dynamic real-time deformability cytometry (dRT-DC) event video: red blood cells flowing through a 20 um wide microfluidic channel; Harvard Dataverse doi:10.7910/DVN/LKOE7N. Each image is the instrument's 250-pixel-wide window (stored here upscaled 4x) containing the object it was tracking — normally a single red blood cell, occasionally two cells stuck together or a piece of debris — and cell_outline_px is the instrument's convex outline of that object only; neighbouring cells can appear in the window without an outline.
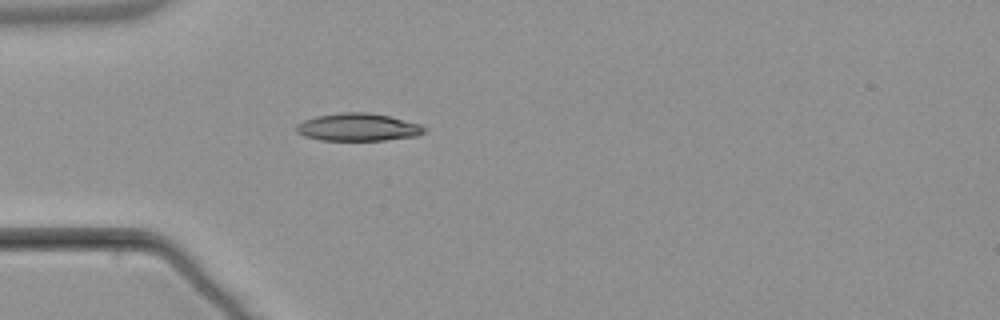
{"species": "common noctule bat (a hibernating species)", "species_latin": "Nyctalus noctula", "temperature_condition": "warm", "stored_images_in_passage": 4, "camera_frame_rate_fps": 3000, "um_per_image_px": 0.085, "animal": {"sex": "male", "body_mass_g": 21.5, "forearm_length_mm": 52.0}, "frame": {"image": 1, "passage_image": 4, "time_ms": 4.0, "image_size_px": [1000, 320], "cell_outline_px": [[428, 128], [424, 132], [416, 136], [384, 140], [320, 140], [304, 136], [296, 132], [296, 124], [304, 120], [316, 116], [340, 112], [368, 112], [388, 116], [420, 124]], "centroid_in_image_um": [30.41, 10.81], "position_along_channel_um": 54.6, "area_um2": 20.63}}